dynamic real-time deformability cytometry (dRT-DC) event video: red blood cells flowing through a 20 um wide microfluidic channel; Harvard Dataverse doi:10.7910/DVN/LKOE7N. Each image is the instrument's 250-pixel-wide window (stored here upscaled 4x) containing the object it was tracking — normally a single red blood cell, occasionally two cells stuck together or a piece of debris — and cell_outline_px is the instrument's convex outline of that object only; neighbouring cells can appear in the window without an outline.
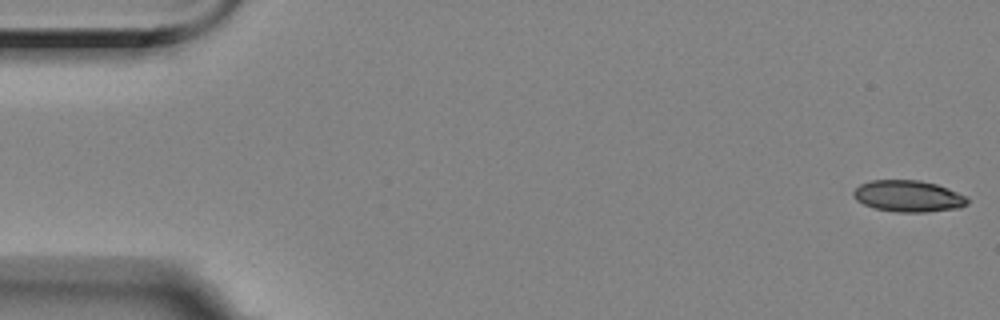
{"species": "Egyptian fruit bat (a non-hibernating species)", "species_latin": "Rousettus aegyptiacus", "temperature_condition": "room temperature", "stored_images_in_passage": 56, "camera_frame_rate_fps": 3000, "um_per_image_px": 0.085, "animal": {"sex": "female"}, "frame": {"image": 1, "passage_image": 1, "time_ms": 0.0, "image_size_px": [1000, 320], "cell_outline_px": [[968, 204], [960, 208], [924, 212], [896, 212], [876, 208], [864, 204], [856, 200], [852, 196], [852, 192], [860, 184], [872, 180], [920, 180], [936, 184], [948, 188], [968, 196]], "centroid_in_image_um": [77.22, 16.67], "position_along_channel_um": 7.8, "area_um2": 21.04}}
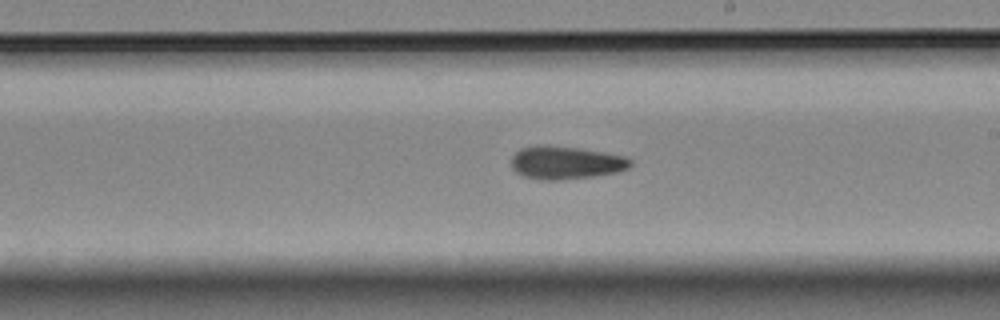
{"frame": {"image": 2, "passage_image": 32, "time_ms": 10.333, "image_size_px": [1000, 320], "cell_outline_px": [[632, 164], [628, 168], [612, 172], [592, 176], [560, 180], [540, 180], [524, 176], [516, 172], [512, 168], [512, 156], [520, 148], [536, 144], [544, 144], [580, 148], [624, 156], [632, 160]], "centroid_in_image_um": [48.03, 13.81], "position_along_channel_um": 241.0, "area_um2": 22.89}}
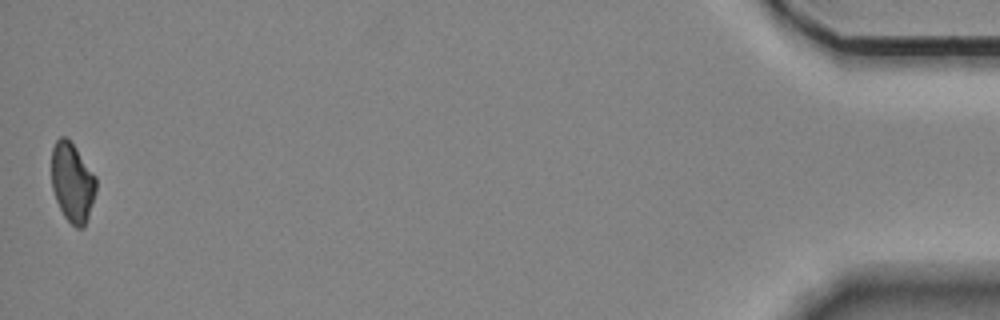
{"frame": {"image": 3, "passage_image": 56, "time_ms": 18.333, "image_size_px": [1000, 320], "cell_outline_px": [[96, 192], [84, 228], [76, 228], [64, 216], [56, 200], [52, 188], [52, 148], [56, 140], [60, 136], [64, 136], [76, 148], [96, 176]], "centroid_in_image_um": [6.15, 15.51], "position_along_channel_um": 429.0, "area_um2": 20.46}, "authors_computed_cell_mechanics": {"area_um2": 21.9929, "velocity_mm_per_s": 3.5164, "shape_relaxation_time_tau1_ms": 5.9258, "shape_relaxation_time_tau2_ms": 5.3237, "deformation_change_tau1": 0.11, "deformation_change_tau2": 0.1188}}